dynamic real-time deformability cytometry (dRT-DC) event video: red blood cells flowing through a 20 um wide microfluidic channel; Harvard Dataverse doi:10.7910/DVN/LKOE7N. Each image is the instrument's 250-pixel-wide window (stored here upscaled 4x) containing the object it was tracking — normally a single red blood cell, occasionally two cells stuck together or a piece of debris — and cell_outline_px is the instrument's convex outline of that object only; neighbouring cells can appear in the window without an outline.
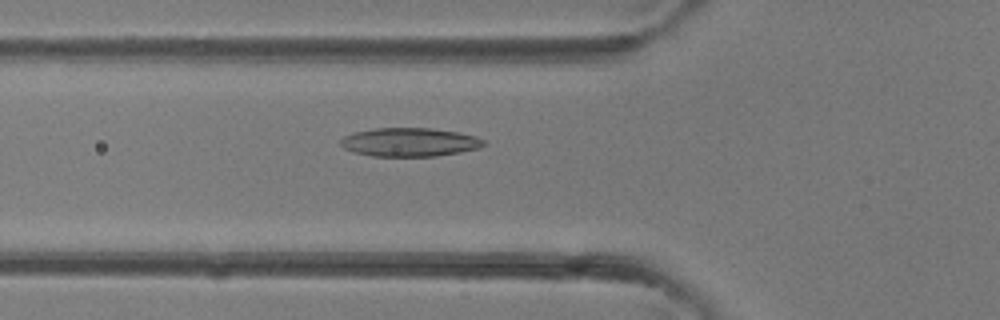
{"species": "common noctule bat (a hibernating species)", "species_latin": "Nyctalus noctula", "temperature_condition": "room temperature", "stored_images_in_passage": 38, "camera_frame_rate_fps": 3000, "um_per_image_px": 0.085, "animal": {"sex": "female"}, "frame": {"image": 1, "passage_image": 13, "time_ms": 4.0, "image_size_px": [1000, 320], "cell_outline_px": [[488, 144], [480, 148], [460, 152], [436, 156], [372, 156], [356, 152], [344, 148], [340, 144], [340, 140], [344, 136], [356, 132], [376, 128], [432, 128], [456, 132], [476, 136], [484, 140]], "centroid_in_image_um": [34.86, 12.08], "position_along_channel_um": 90.9, "area_um2": 23.81}}
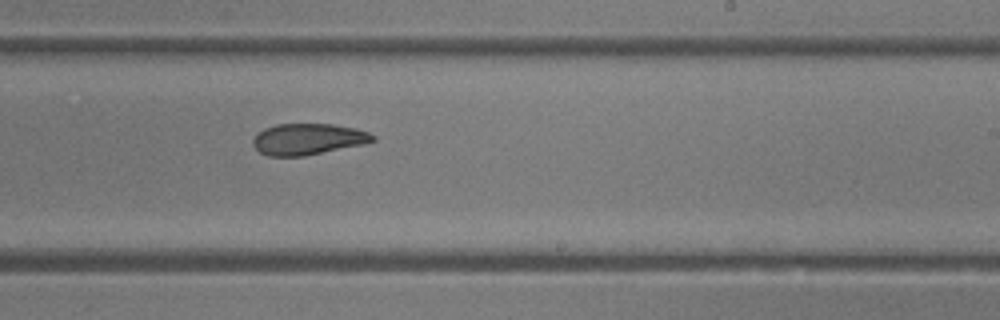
{"frame": {"image": 2, "passage_image": 23, "time_ms": 7.333, "image_size_px": [1000, 320], "cell_outline_px": [[376, 140], [364, 144], [304, 156], [268, 156], [260, 152], [252, 144], [252, 140], [264, 128], [276, 124], [332, 124], [356, 128], [368, 132], [376, 136]], "centroid_in_image_um": [26.2, 11.82], "position_along_channel_um": 262.8, "area_um2": 21.79}}
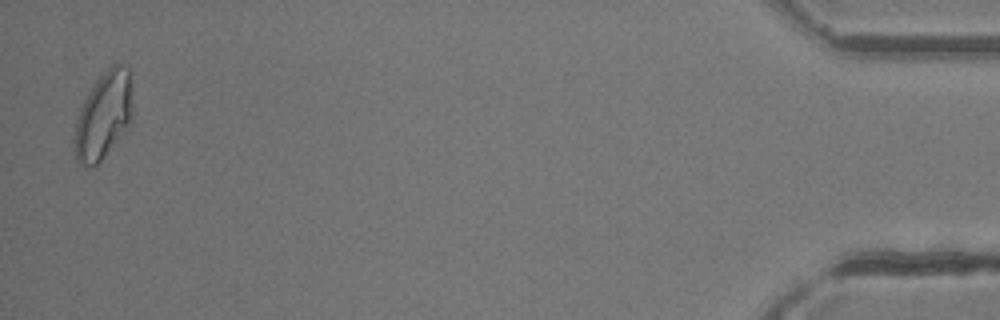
{"frame": {"image": 3, "passage_image": 38, "time_ms": 12.333, "image_size_px": [1000, 320], "cell_outline_px": [[132, 116], [128, 124], [116, 140], [100, 160], [92, 168], [84, 168], [76, 164], [72, 140], [76, 120], [80, 108], [84, 100], [96, 80], [112, 64], [120, 64], [128, 68], [132, 72]], "centroid_in_image_um": [8.76, 9.82], "position_along_channel_um": 426.4, "area_um2": 29.71}}